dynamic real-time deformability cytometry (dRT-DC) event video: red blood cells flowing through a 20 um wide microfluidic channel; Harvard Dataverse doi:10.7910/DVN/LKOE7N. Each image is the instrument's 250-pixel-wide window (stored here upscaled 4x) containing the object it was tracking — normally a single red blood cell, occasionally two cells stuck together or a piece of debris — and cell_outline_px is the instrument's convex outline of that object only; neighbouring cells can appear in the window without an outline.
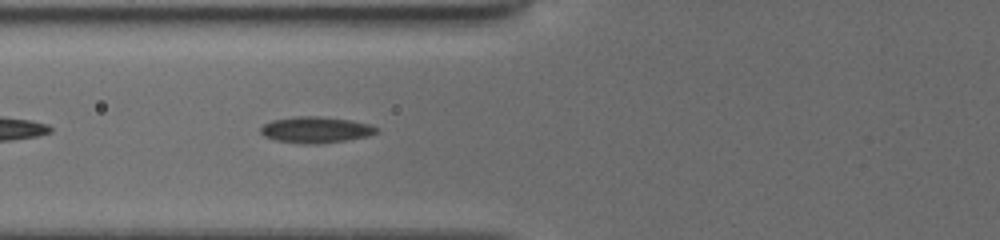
{"species": "common noctule bat (a hibernating species)", "species_latin": "Nyctalus noctula", "temperature_condition": "cold", "stored_images_in_passage": 36, "camera_frame_rate_fps": 3000, "um_per_image_px": 0.085, "animal": {"sex": "female", "body_mass_g": 19.5, "forearm_length_mm": 54.1}, "frame": {"image": 1, "passage_image": 5, "time_ms": 1.333, "image_size_px": [1000, 240], "cell_outline_px": [[380, 128], [376, 132], [368, 136], [320, 144], [300, 144], [276, 140], [264, 136], [260, 132], [260, 128], [264, 124], [272, 120], [300, 116], [320, 116], [348, 120], [368, 124]], "centroid_in_image_um": [26.81, 11.04], "position_along_channel_um": 99.0, "area_um2": 17.57}}
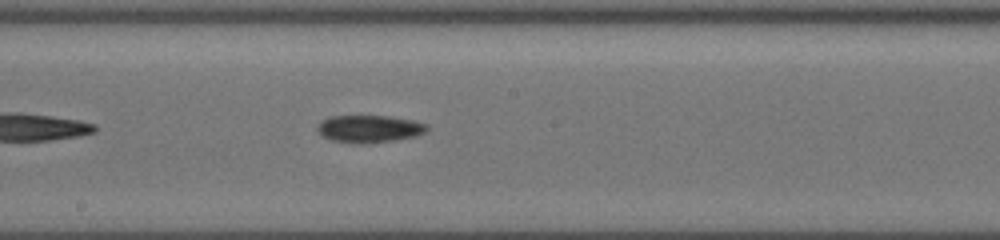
{"frame": {"image": 2, "passage_image": 14, "time_ms": 4.333, "image_size_px": [1000, 240], "cell_outline_px": [[428, 128], [424, 132], [416, 136], [396, 140], [368, 144], [356, 144], [332, 140], [324, 136], [316, 128], [324, 120], [332, 116], [388, 116], [412, 120], [428, 124]], "centroid_in_image_um": [31.43, 10.96], "position_along_channel_um": 216.8, "area_um2": 17.4}}
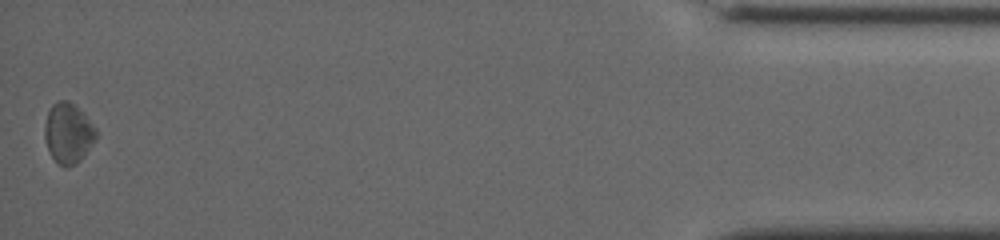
{"frame": {"image": 3, "passage_image": 36, "time_ms": 11.667, "image_size_px": [1000, 240], "cell_outline_px": [[96, 140], [80, 160], [76, 164], [68, 168], [64, 168], [56, 164], [48, 148], [44, 136], [44, 124], [48, 112], [52, 104], [60, 100], [68, 100], [96, 128]], "centroid_in_image_um": [5.77, 11.37], "position_along_channel_um": 429.4, "area_um2": 17.92}, "authors_computed_cell_mechanics": {"area_um2": 16.9354, "velocity_mm_per_s": 3.9188, "shape_relaxation_time_tau1_ms": 2.396, "shape_relaxation_time_tau2_ms": null, "deformation_change_tau1": 0.0358, "deformation_change_tau2": null}}